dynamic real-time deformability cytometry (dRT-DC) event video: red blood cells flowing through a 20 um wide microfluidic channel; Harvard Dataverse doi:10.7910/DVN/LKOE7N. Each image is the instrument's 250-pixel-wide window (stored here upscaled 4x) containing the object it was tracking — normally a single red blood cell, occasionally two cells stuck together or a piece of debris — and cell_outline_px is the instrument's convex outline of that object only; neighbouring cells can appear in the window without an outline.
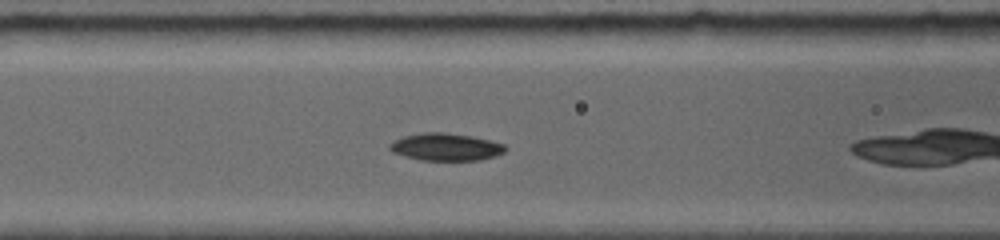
{"species": "common noctule bat (a hibernating species)", "species_latin": "Nyctalus noctula", "temperature_condition": "room temperature", "stored_images_in_passage": 17, "camera_frame_rate_fps": 5000, "um_per_image_px": 0.085, "animal": {"sex": "female", "body_mass_g": 19.0, "forearm_length_mm": 56.7}, "frame": {"image": 1, "passage_image": 3, "time_ms": 1.4, "image_size_px": [1000, 240], "cell_outline_px": [[508, 148], [504, 152], [496, 156], [480, 160], [420, 160], [404, 156], [392, 152], [388, 148], [388, 144], [392, 140], [404, 136], [420, 132], [444, 132], [472, 136], [504, 144]], "centroid_in_image_um": [37.86, 12.49], "position_along_channel_um": 128.7, "area_um2": 18.67}}
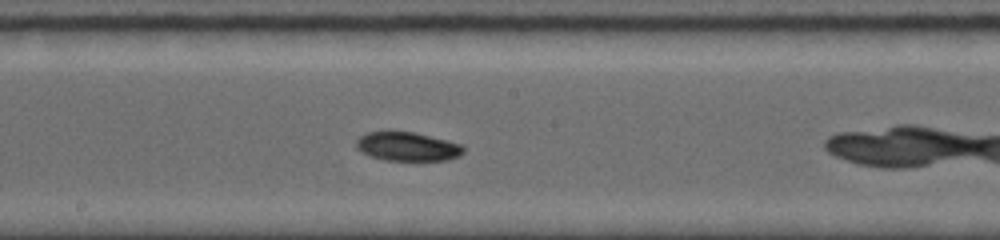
{"frame": {"image": 2, "passage_image": 6, "time_ms": 3.6, "image_size_px": [1000, 240], "cell_outline_px": [[464, 152], [460, 156], [448, 160], [384, 160], [360, 152], [356, 148], [356, 140], [360, 136], [368, 132], [388, 128], [392, 128], [412, 132], [448, 140], [464, 144]], "centroid_in_image_um": [34.61, 12.41], "position_along_channel_um": 213.6, "area_um2": 18.73}}
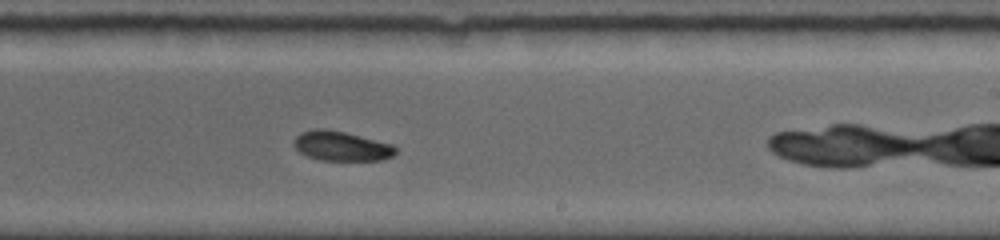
{"frame": {"image": 3, "passage_image": 8, "time_ms": 4.8, "image_size_px": [1000, 240], "cell_outline_px": [[396, 152], [392, 156], [384, 160], [320, 160], [308, 156], [300, 152], [292, 144], [292, 140], [300, 132], [316, 128], [324, 128], [344, 132], [392, 144], [396, 148]], "centroid_in_image_um": [28.98, 12.41], "position_along_channel_um": 260.0, "area_um2": 17.57}}